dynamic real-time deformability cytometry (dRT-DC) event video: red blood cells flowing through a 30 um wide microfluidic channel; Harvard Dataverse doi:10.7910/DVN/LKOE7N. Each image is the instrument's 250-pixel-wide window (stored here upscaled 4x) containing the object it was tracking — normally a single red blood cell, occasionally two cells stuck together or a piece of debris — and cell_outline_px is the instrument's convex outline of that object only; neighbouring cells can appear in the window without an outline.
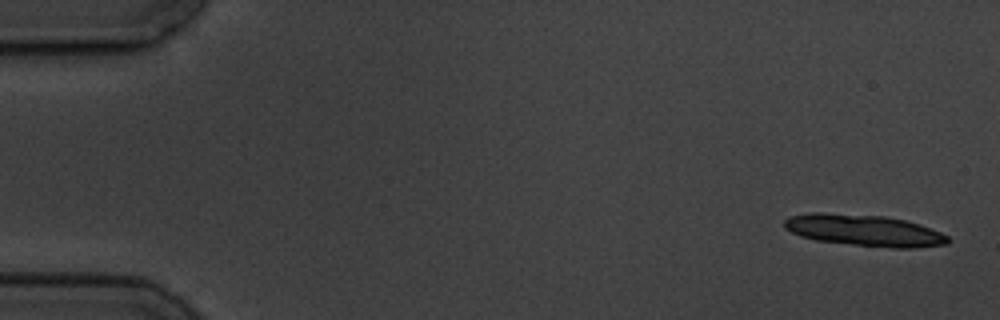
{"species": "common noctule bat (a hibernating species)", "species_latin": "Nyctalus noctula", "temperature_condition": "cold", "stored_images_in_passage": 15, "camera_frame_rate_fps": 3000, "um_per_image_px": 0.085, "animal": {"sex": "male", "body_mass_g": 19.5, "forearm_length_mm": 54.6}, "frame": {"image": 1, "passage_image": 1, "time_ms": 0.0, "image_size_px": [1000, 320], "cell_outline_px": [[948, 244], [916, 248], [892, 248], [852, 244], [816, 240], [800, 236], [784, 228], [784, 220], [788, 216], [812, 212], [824, 212], [884, 216], [904, 220], [920, 224], [940, 232], [948, 236]], "centroid_in_image_um": [73.43, 19.57], "position_along_channel_um": 11.6, "area_um2": 30.06}}
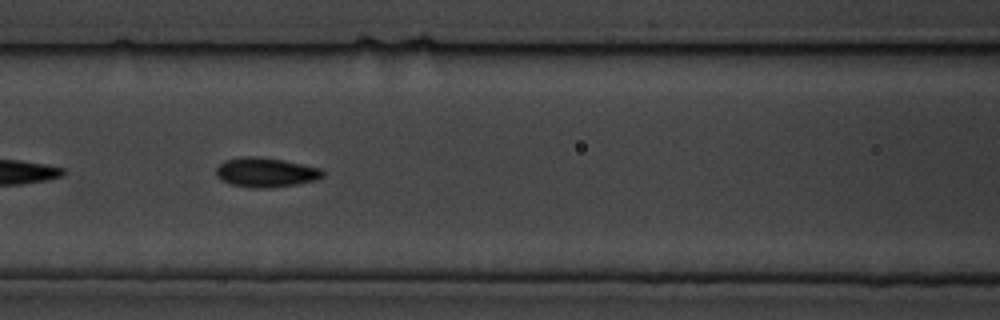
{"frame": {"image": 2, "passage_image": 7, "time_ms": 7.667, "image_size_px": [1000, 320], "cell_outline_px": [[324, 176], [316, 180], [296, 184], [268, 188], [252, 188], [232, 184], [220, 180], [216, 176], [216, 168], [224, 160], [244, 156], [256, 156], [284, 160], [320, 168], [324, 172]], "centroid_in_image_um": [22.57, 14.65], "position_along_channel_um": 144.0, "area_um2": 18.38}}
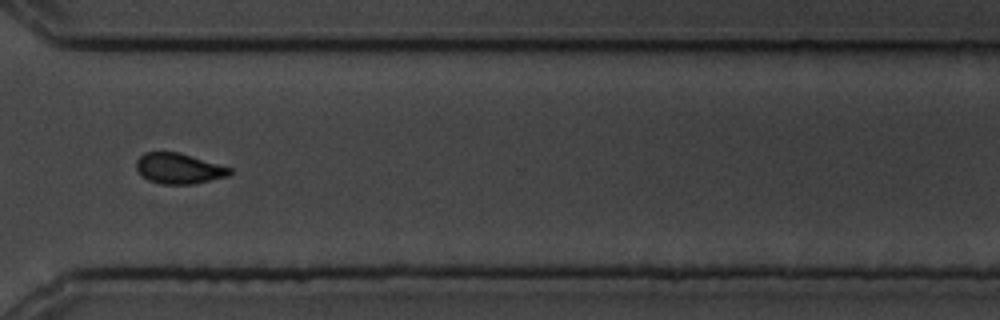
{"frame": {"image": 3, "passage_image": 12, "time_ms": 13.667, "image_size_px": [1000, 320], "cell_outline_px": [[232, 172], [228, 176], [192, 184], [160, 184], [148, 180], [136, 168], [136, 160], [144, 152], [176, 152], [232, 168]], "centroid_in_image_um": [15.18, 14.33], "position_along_channel_um": 355.4, "area_um2": 16.36}, "authors_computed_cell_mechanics": {"area_um2": 17.8602, "velocity_mm_per_s": 3.5287, "shape_relaxation_time_tau1_ms": 2.3941, "shape_relaxation_time_tau2_ms": null, "deformation_change_tau1": 0.0727, "deformation_change_tau2": null}}